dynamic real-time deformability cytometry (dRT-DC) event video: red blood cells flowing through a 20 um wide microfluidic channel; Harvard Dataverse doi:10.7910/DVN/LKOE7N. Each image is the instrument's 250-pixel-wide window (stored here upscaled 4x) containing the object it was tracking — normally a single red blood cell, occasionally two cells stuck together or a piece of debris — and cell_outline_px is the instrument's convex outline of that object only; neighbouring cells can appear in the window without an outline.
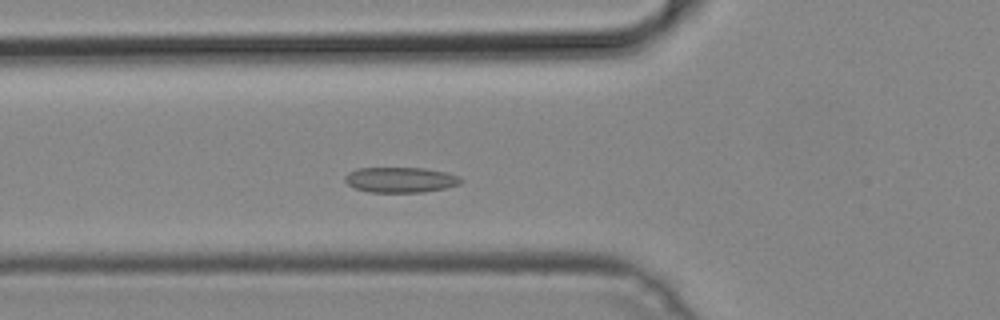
{"species": "common noctule bat (a hibernating species)", "species_latin": "Nyctalus noctula", "temperature_condition": "cold", "stored_images_in_passage": 49, "segment_of_instrument_passage": [1, 2], "camera_frame_rate_fps": 3000, "um_per_image_px": 0.085, "animal": {"sex": "male", "body_mass_g": 19.2, "forearm_length_mm": 51.8}, "frame": {"image": 1, "passage_image": 15, "time_ms": 4.667, "image_size_px": [1000, 320], "cell_outline_px": [[460, 184], [444, 188], [424, 192], [368, 192], [356, 188], [348, 184], [344, 180], [344, 176], [348, 172], [356, 168], [424, 168], [444, 172], [460, 176]], "centroid_in_image_um": [34.0, 15.28], "position_along_channel_um": 91.8, "area_um2": 17.05}}
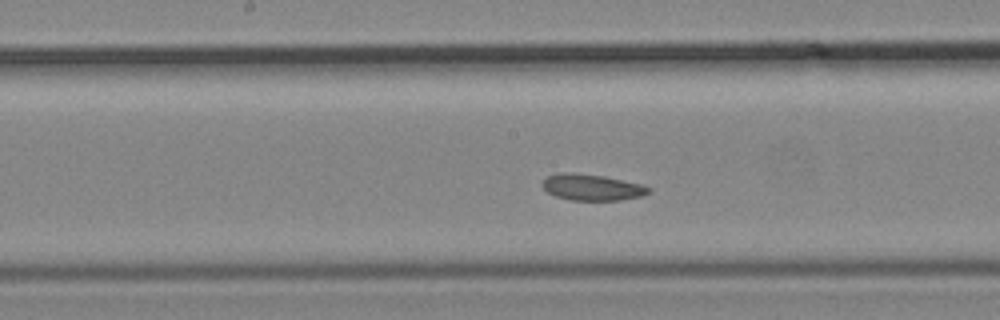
{"frame": {"image": 2, "passage_image": 23, "time_ms": 7.333, "image_size_px": [1000, 320], "cell_outline_px": [[652, 192], [640, 196], [620, 200], [572, 200], [556, 196], [548, 192], [540, 184], [548, 176], [604, 176], [640, 184], [652, 188]], "centroid_in_image_um": [50.43, 15.98], "position_along_channel_um": 197.8, "area_um2": 15.2}}
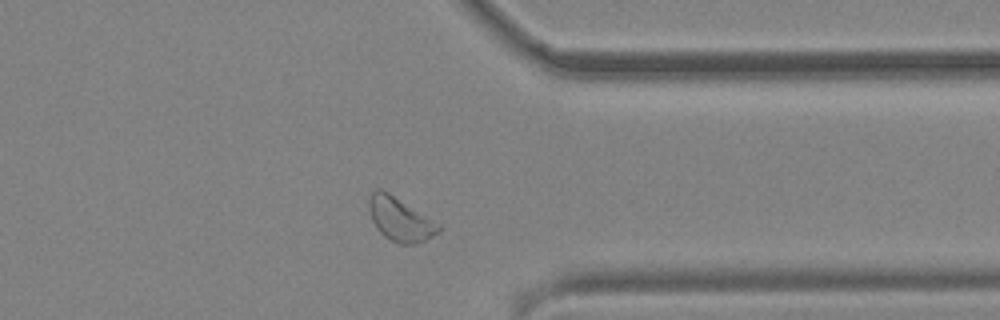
{"frame": {"image": 3, "passage_image": 37, "time_ms": 12.0, "image_size_px": [1000, 320], "cell_outline_px": [[444, 224], [440, 232], [424, 240], [412, 244], [400, 244], [384, 236], [376, 228], [372, 220], [368, 208], [368, 200], [372, 192], [376, 188], [380, 188], [388, 192]], "centroid_in_image_um": [34.05, 18.62], "position_along_channel_um": 377.3, "area_um2": 18.09}}